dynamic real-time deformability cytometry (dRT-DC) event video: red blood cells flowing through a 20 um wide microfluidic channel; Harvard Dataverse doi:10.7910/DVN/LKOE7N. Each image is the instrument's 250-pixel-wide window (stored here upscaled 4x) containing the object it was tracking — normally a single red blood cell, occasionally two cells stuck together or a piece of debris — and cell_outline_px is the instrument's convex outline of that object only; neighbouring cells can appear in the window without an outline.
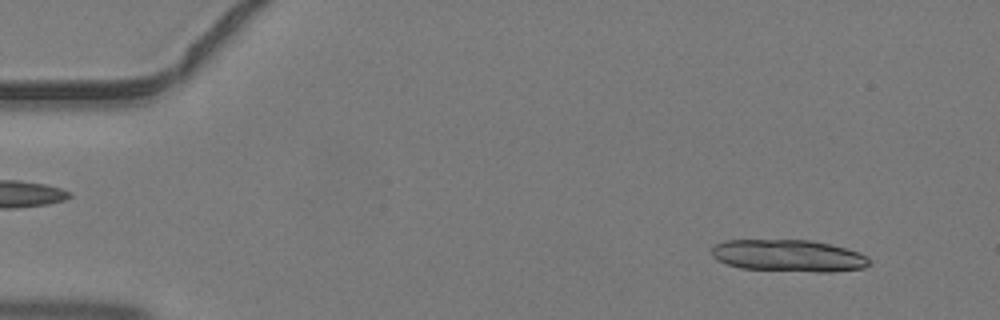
{"species": "common noctule bat (a hibernating species)", "species_latin": "Nyctalus noctula", "temperature_condition": "warm", "stored_images_in_passage": 43, "segment_of_instrument_passage": [1, 2], "camera_frame_rate_fps": 3000, "um_per_image_px": 0.085, "animal": {"sex": "male", "body_mass_g": 19.2, "forearm_length_mm": 51.8}, "frame": {"image": 1, "passage_image": 3, "time_ms": 0.667, "image_size_px": [1000, 320], "cell_outline_px": [[872, 264], [864, 268], [832, 272], [820, 272], [740, 268], [716, 260], [712, 256], [712, 248], [716, 244], [724, 240], [812, 240], [860, 252]], "centroid_in_image_um": [67.02, 21.73], "position_along_channel_um": 18.0, "area_um2": 29.3}}